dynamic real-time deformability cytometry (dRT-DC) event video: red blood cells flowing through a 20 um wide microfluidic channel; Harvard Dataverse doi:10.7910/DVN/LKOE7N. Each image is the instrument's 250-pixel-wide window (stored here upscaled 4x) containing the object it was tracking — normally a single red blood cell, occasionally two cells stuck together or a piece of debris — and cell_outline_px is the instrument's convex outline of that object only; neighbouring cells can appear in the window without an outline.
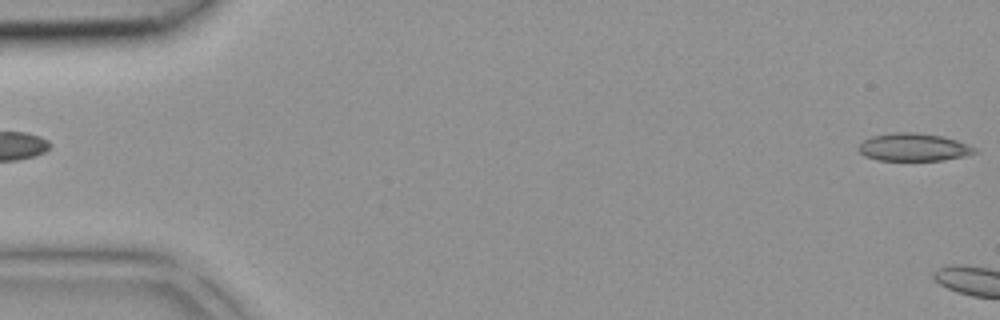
{"species": "common noctule bat (a hibernating species)", "species_latin": "Nyctalus noctula", "temperature_condition": "room temperature", "stored_images_in_passage": 8, "camera_frame_rate_fps": 3000, "um_per_image_px": 0.085, "animal": {"sex": "female", "body_mass_g": 18.4}, "frame": {"image": 1, "passage_image": 1, "time_ms": 0.0, "image_size_px": [1000, 320], "cell_outline_px": [[980, 152], [964, 156], [944, 160], [876, 160], [864, 156], [856, 148], [864, 140], [872, 136], [892, 132], [916, 132], [940, 136], [956, 140], [968, 144], [976, 148]], "centroid_in_image_um": [77.65, 12.51], "position_along_channel_um": 7.3, "area_um2": 18.9}}